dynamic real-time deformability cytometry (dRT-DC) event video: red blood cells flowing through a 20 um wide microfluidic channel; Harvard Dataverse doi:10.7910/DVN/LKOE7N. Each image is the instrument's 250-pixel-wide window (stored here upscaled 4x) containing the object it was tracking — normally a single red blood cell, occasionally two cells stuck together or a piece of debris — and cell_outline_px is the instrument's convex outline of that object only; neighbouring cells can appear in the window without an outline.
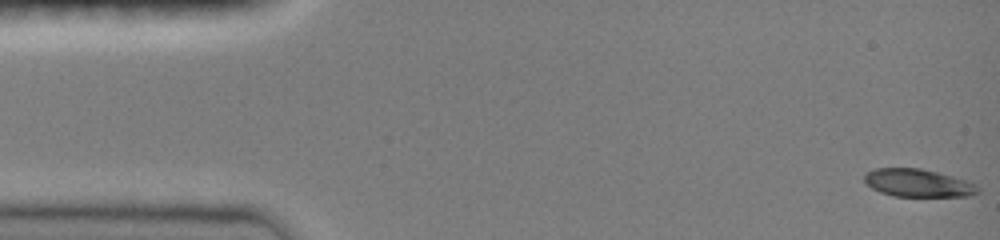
{"species": "common noctule bat (a hibernating species)", "species_latin": "Nyctalus noctula", "temperature_condition": "room temperature", "stored_images_in_passage": 47, "camera_frame_rate_fps": 3000, "um_per_image_px": 0.085, "animal": {"sex": "female", "body_mass_g": 19.0, "forearm_length_mm": 51.5}, "frame": {"image": 1, "passage_image": 1, "time_ms": 0.0, "image_size_px": [1000, 240], "cell_outline_px": [[980, 192], [964, 196], [896, 196], [880, 192], [872, 188], [864, 180], [864, 176], [868, 172], [876, 168], [920, 168], [936, 172], [964, 180], [972, 184]], "centroid_in_image_um": [77.96, 15.55], "position_along_channel_um": 7.0, "area_um2": 17.86}}
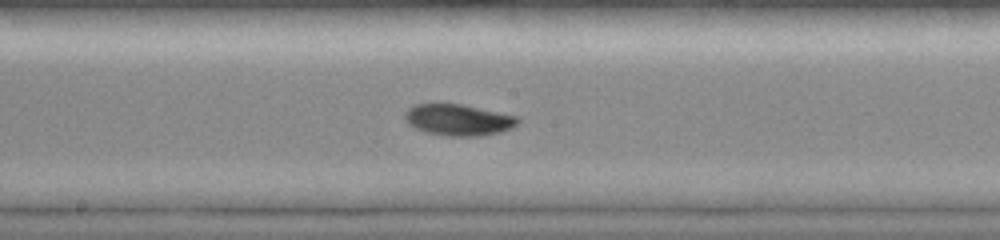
{"frame": {"image": 2, "passage_image": 25, "time_ms": 8.0, "image_size_px": [1000, 240], "cell_outline_px": [[520, 120], [512, 128], [500, 132], [480, 136], [448, 136], [424, 132], [408, 124], [404, 116], [404, 112], [412, 104], [440, 100], [460, 104], [516, 116]], "centroid_in_image_um": [38.86, 10.15], "position_along_channel_um": 209.3, "area_um2": 21.21}}
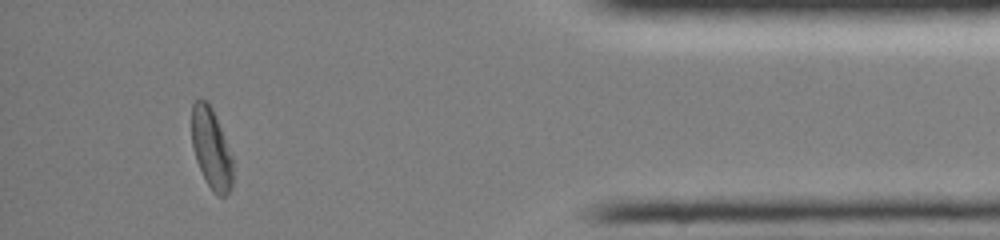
{"frame": {"image": 3, "passage_image": 43, "time_ms": 14.0, "image_size_px": [1000, 240], "cell_outline_px": [[232, 184], [228, 192], [224, 196], [216, 196], [208, 184], [196, 160], [192, 144], [192, 104], [200, 96], [208, 100], [212, 108], [232, 156]], "centroid_in_image_um": [17.94, 12.58], "position_along_channel_um": 417.3, "area_um2": 19.13}, "authors_computed_cell_mechanics": {"area_um2": 19.652, "velocity_mm_per_s": 4.064, "shape_relaxation_time_tau1_ms": 2.8647, "shape_relaxation_time_tau2_ms": 2.9636, "deformation_change_tau1": 0.1632, "deformation_change_tau2": 0.0574}}